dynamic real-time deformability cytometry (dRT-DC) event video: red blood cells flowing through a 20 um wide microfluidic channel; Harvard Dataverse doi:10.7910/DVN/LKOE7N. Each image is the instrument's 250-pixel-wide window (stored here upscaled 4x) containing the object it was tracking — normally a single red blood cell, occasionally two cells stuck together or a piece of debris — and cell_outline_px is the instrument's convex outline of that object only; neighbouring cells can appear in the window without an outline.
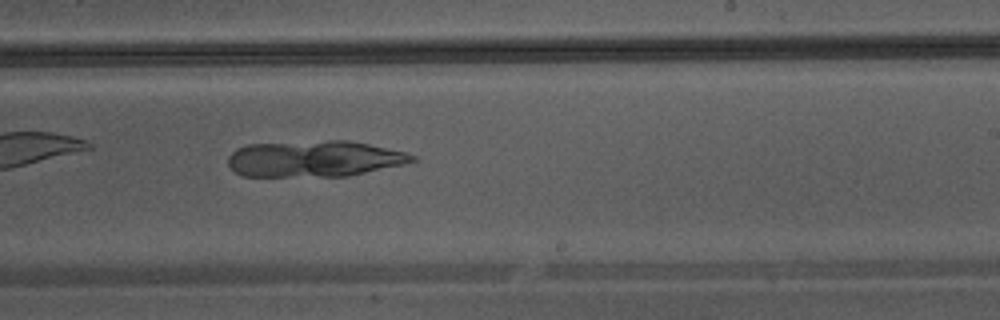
{"species": "Egyptian fruit bat (a non-hibernating species)", "species_latin": "Rousettus aegyptiacus", "temperature_condition": "warm", "stored_images_in_passage": 28, "camera_frame_rate_fps": 3000, "um_per_image_px": 0.085, "animal": {"sex": "male"}, "frame": {"image": 1, "passage_image": 16, "time_ms": 5.0, "image_size_px": [1000, 320], "cell_outline_px": [[420, 160], [404, 164], [348, 176], [244, 176], [236, 172], [228, 164], [228, 156], [236, 148], [248, 144], [328, 140], [348, 140], [408, 152], [416, 156]], "centroid_in_image_um": [26.75, 13.48], "position_along_channel_um": 262.2, "area_um2": 39.02}}